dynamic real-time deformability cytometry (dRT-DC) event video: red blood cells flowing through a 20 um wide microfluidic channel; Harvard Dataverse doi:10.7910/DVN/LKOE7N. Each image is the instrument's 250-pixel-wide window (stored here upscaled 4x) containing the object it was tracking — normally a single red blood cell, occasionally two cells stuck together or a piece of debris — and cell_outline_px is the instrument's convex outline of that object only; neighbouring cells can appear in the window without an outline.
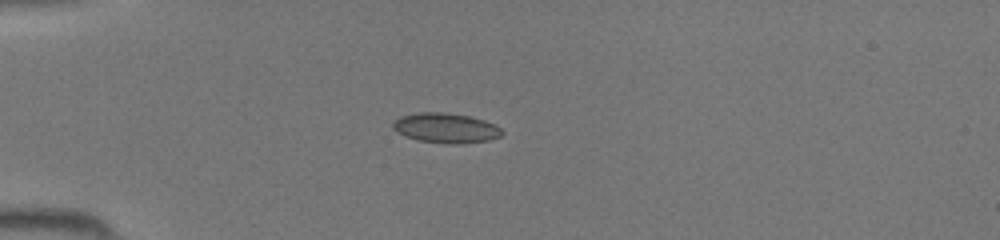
{"species": "common noctule bat (a hibernating species)", "species_latin": "Nyctalus noctula", "temperature_condition": "room temperature", "stored_images_in_passage": 43, "camera_frame_rate_fps": 3000, "um_per_image_px": 0.085, "animal": {"sex": "female", "body_mass_g": 19.5, "forearm_length_mm": 54.1}, "frame": {"image": 1, "passage_image": 10, "time_ms": 3.0, "image_size_px": [1000, 240], "cell_outline_px": [[504, 132], [500, 136], [488, 140], [464, 144], [452, 144], [420, 140], [404, 136], [396, 132], [392, 128], [392, 124], [400, 116], [420, 112], [444, 112], [468, 116], [484, 120], [496, 124]], "centroid_in_image_um": [37.9, 10.88], "position_along_channel_um": 47.1, "area_um2": 19.02}}
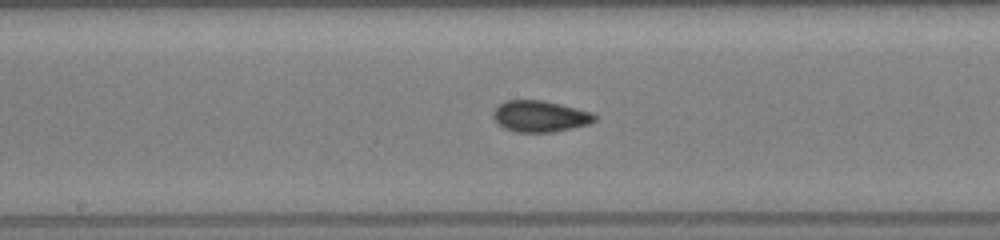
{"frame": {"image": 2, "passage_image": 22, "time_ms": 7.0, "image_size_px": [1000, 240], "cell_outline_px": [[596, 120], [588, 124], [572, 128], [552, 132], [516, 132], [504, 128], [492, 116], [492, 112], [500, 104], [508, 100], [544, 100], [592, 112], [596, 116]], "centroid_in_image_um": [45.91, 9.88], "position_along_channel_um": 202.3, "area_um2": 18.38}}
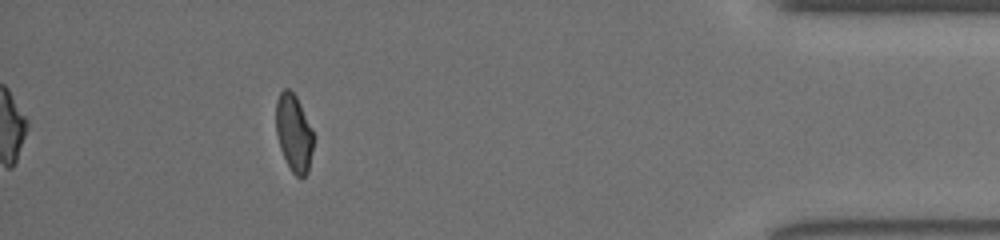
{"frame": {"image": 3, "passage_image": 39, "time_ms": 12.667, "image_size_px": [1000, 240], "cell_outline_px": [[316, 136], [308, 172], [300, 180], [292, 172], [280, 148], [276, 132], [276, 100], [280, 92], [284, 88], [288, 88], [296, 96]], "centroid_in_image_um": [25.01, 11.32], "position_along_channel_um": 410.2, "area_um2": 17.17}}